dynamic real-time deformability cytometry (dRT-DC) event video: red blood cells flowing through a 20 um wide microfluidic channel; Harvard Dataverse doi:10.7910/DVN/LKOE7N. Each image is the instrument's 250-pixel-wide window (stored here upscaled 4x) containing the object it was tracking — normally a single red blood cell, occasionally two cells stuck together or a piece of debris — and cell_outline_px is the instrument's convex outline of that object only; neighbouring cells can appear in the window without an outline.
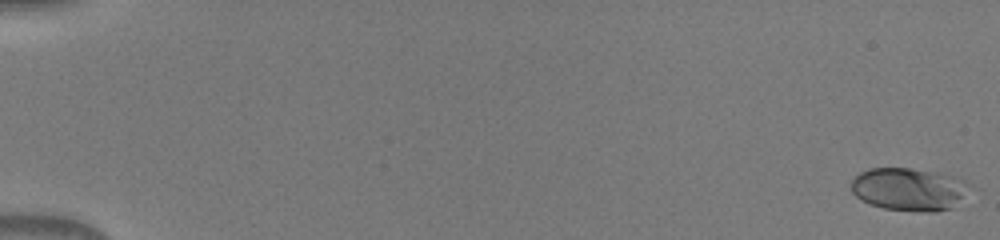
{"species": "human", "species_latin": "Homo sapiens", "temperature_condition": "warm", "stored_images_in_passage": 51, "camera_frame_rate_fps": 3000, "um_per_image_px": 0.085, "donor": {"sex": "male"}, "frame": {"image": 1, "passage_image": 1, "time_ms": 0.0, "image_size_px": [1000, 240], "cell_outline_px": [[980, 188], [952, 208], [936, 212], [924, 212], [884, 208], [868, 204], [860, 200], [852, 192], [852, 180], [860, 172], [868, 168], [912, 168], [956, 176], [968, 180]], "centroid_in_image_um": [77.44, 16.09], "position_along_channel_um": 7.6, "area_um2": 30.75}}
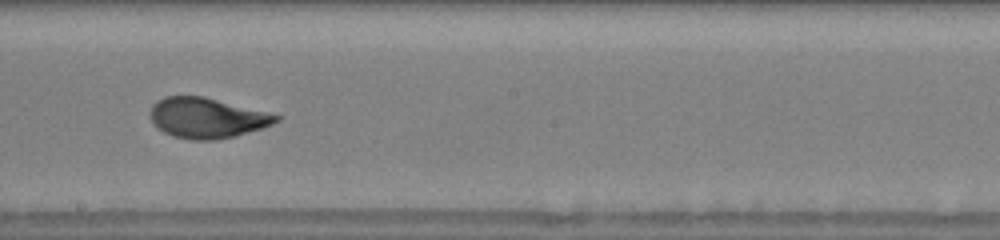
{"frame": {"image": 2, "passage_image": 31, "time_ms": 10.0, "image_size_px": [1000, 240], "cell_outline_px": [[280, 120], [264, 128], [236, 136], [216, 140], [192, 140], [172, 136], [156, 128], [152, 124], [148, 112], [152, 104], [156, 100], [164, 96], [204, 96], [280, 116]], "centroid_in_image_um": [17.52, 10.03], "position_along_channel_um": 230.7, "area_um2": 29.82}}
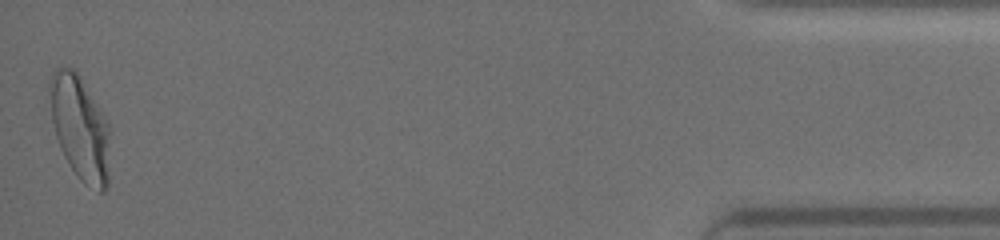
{"frame": {"image": 3, "passage_image": 51, "time_ms": 16.667, "image_size_px": [1000, 240], "cell_outline_px": [[108, 188], [104, 192], [100, 192], [84, 184], [76, 176], [64, 156], [60, 148], [56, 136], [52, 120], [48, 92], [48, 80], [52, 72], [56, 68], [76, 68], [104, 116], [108, 124]], "centroid_in_image_um": [6.77, 10.85], "position_along_channel_um": 428.4, "area_um2": 36.7}}